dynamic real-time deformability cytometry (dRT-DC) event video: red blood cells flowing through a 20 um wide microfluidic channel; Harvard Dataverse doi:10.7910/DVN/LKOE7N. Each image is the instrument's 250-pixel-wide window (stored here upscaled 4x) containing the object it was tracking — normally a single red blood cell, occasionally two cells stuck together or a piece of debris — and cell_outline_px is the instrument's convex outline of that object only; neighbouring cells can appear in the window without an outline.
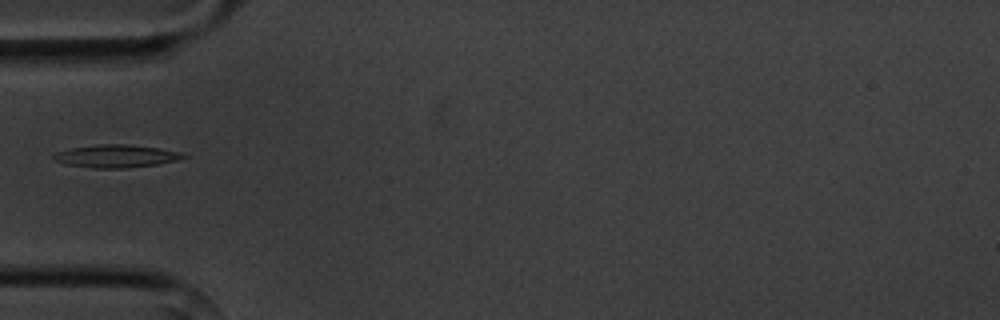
{"species": "common noctule bat (a hibernating species)", "species_latin": "Nyctalus noctula", "temperature_condition": "cold", "stored_images_in_passage": 1, "camera_frame_rate_fps": 3000, "um_per_image_px": 0.085, "animal": {"sex": "male", "body_mass_g": 20.1, "forearm_length_mm": 53.5}, "frame": {"image": 1, "passage_image": 1, "time_ms": 0.0, "image_size_px": [1000, 320], "cell_outline_px": [[188, 156], [176, 160], [156, 164], [128, 168], [92, 168], [64, 164], [52, 160], [52, 156], [56, 152], [72, 148], [100, 144], [128, 144], [160, 148], [180, 152]], "centroid_in_image_um": [9.83, 13.27], "position_along_channel_um": 75.2, "area_um2": 17.22}}